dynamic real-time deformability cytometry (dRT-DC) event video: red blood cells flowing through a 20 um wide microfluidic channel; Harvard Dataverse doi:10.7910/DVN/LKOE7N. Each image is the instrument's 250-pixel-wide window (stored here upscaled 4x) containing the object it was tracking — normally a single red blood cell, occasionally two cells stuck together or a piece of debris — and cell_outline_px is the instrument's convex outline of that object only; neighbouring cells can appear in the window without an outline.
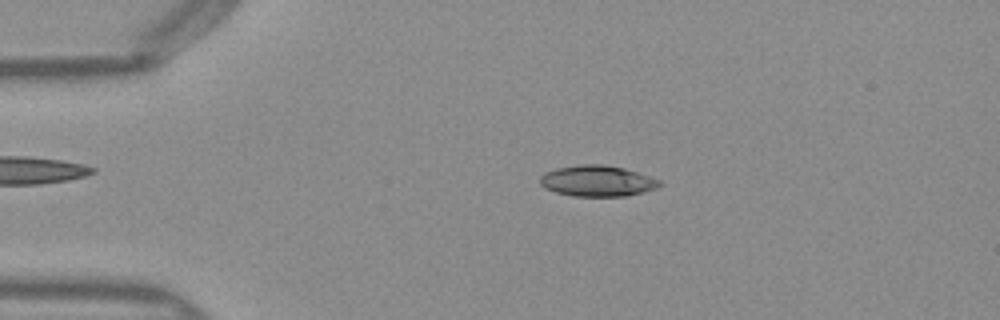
{"species": "Egyptian fruit bat (a non-hibernating species)", "species_latin": "Rousettus aegyptiacus", "temperature_condition": "warm", "stored_images_in_passage": 41, "camera_frame_rate_fps": 3000, "um_per_image_px": 0.085, "frame": {"image": 1, "passage_image": 1, "time_ms": 0.0, "image_size_px": [1000, 320], "cell_outline_px": [[664, 184], [656, 188], [644, 192], [628, 196], [572, 196], [556, 192], [544, 188], [540, 184], [540, 176], [544, 172], [556, 168], [576, 164], [604, 164], [624, 168], [660, 180]], "centroid_in_image_um": [50.76, 15.38], "position_along_channel_um": 34.2, "area_um2": 21.79}}
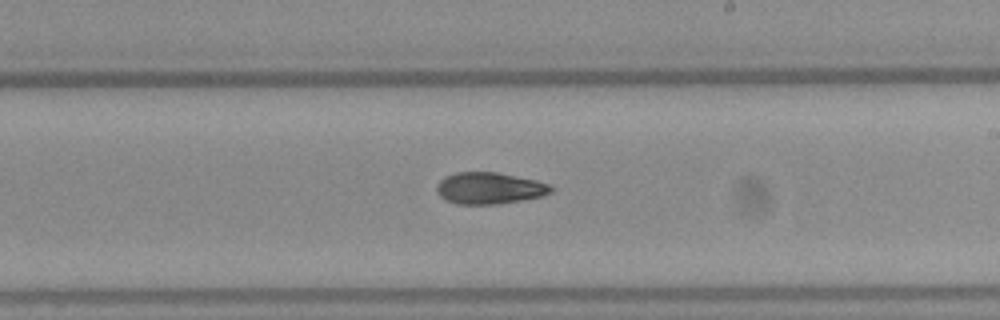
{"frame": {"image": 2, "passage_image": 20, "time_ms": 6.333, "image_size_px": [1000, 320], "cell_outline_px": [[556, 188], [552, 192], [540, 196], [520, 200], [496, 204], [456, 204], [444, 200], [436, 192], [436, 188], [440, 180], [444, 176], [456, 172], [496, 172], [536, 180], [552, 184]], "centroid_in_image_um": [41.59, 15.99], "position_along_channel_um": 247.4, "area_um2": 21.21}}
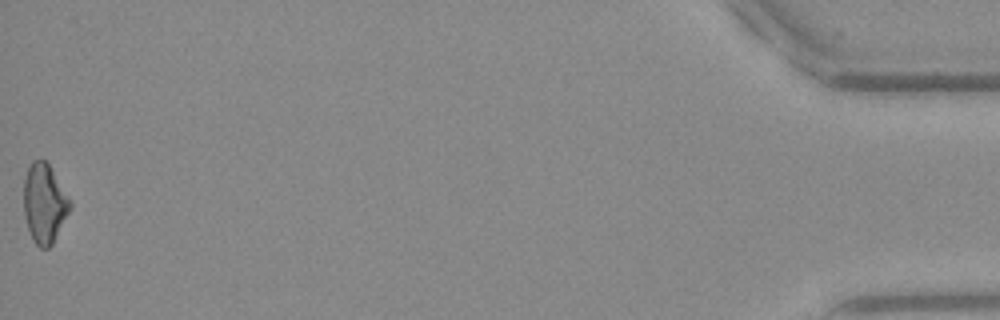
{"frame": {"image": 3, "passage_image": 41, "time_ms": 13.333, "image_size_px": [1000, 320], "cell_outline_px": [[72, 208], [52, 244], [48, 248], [40, 248], [32, 240], [24, 216], [24, 180], [28, 168], [32, 160], [44, 160], [48, 164], [68, 196], [72, 204]], "centroid_in_image_um": [3.77, 17.32], "position_along_channel_um": 431.4, "area_um2": 21.27}, "authors_computed_cell_mechanics": {"area_um2": 21.2704, "velocity_mm_per_s": 4.0264, "shape_relaxation_time_tau1_ms": 7.6642, "shape_relaxation_time_tau2_ms": 4.6975, "deformation_change_tau1": 0.1931, "deformation_change_tau2": 0.1088}}